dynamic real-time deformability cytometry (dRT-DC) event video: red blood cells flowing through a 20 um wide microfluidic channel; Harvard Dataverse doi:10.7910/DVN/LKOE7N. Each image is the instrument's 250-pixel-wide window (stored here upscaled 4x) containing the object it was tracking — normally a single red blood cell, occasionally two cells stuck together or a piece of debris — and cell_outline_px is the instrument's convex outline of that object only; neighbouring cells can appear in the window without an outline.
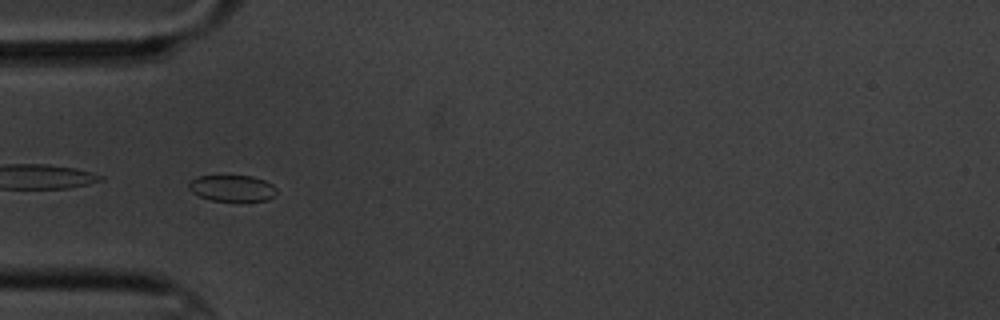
{"species": "common noctule bat (a hibernating species)", "species_latin": "Nyctalus noctula", "temperature_condition": "cold", "stored_images_in_passage": 6, "camera_frame_rate_fps": 3000, "um_per_image_px": 0.085, "animal": {"sex": "male", "body_mass_g": 20.1, "forearm_length_mm": 53.5}, "frame": {"image": 1, "passage_image": 5, "time_ms": 5.667, "image_size_px": [1000, 320], "cell_outline_px": [[276, 196], [268, 200], [212, 200], [200, 196], [192, 192], [188, 188], [188, 184], [196, 176], [252, 176], [264, 180], [272, 184], [276, 188]], "centroid_in_image_um": [19.75, 15.99], "position_along_channel_um": 65.2, "area_um2": 13.29}}